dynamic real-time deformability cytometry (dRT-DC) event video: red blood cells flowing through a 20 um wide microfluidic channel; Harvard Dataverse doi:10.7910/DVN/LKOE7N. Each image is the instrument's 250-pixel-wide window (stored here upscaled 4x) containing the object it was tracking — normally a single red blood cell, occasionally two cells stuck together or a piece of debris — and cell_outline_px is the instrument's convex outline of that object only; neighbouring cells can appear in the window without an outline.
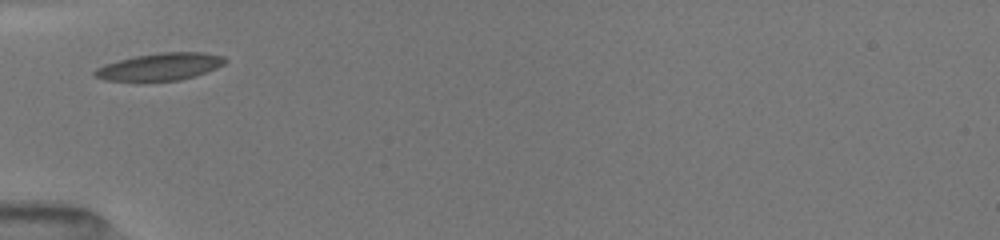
{"species": "common noctule bat (a hibernating species)", "species_latin": "Nyctalus noctula", "temperature_condition": "room temperature", "stored_images_in_passage": 71, "camera_frame_rate_fps": 3000, "um_per_image_px": 0.085, "animal": {"sex": "female", "body_mass_g": 19.5, "forearm_length_mm": 54.1}, "frame": {"image": 1, "passage_image": 1, "time_ms": 0.0, "image_size_px": [1000, 240], "cell_outline_px": [[228, 60], [224, 64], [216, 68], [180, 80], [104, 80], [92, 76], [92, 72], [96, 68], [104, 64], [136, 56], [160, 52], [204, 52], [224, 56]], "centroid_in_image_um": [13.6, 5.65], "position_along_channel_um": 71.4, "area_um2": 20.46}}
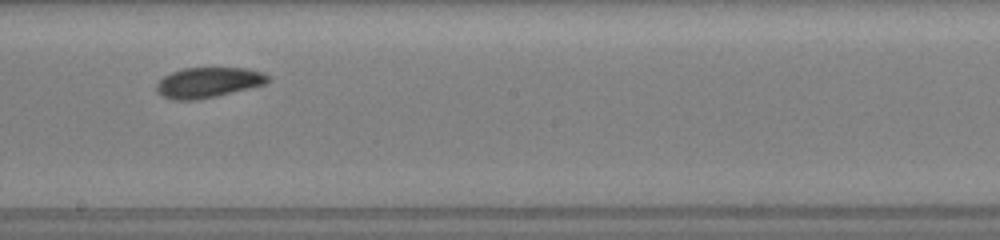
{"frame": {"image": 2, "passage_image": 17, "time_ms": 4.0, "image_size_px": [1000, 240], "cell_outline_px": [[272, 80], [264, 84], [216, 96], [196, 100], [172, 100], [160, 96], [156, 92], [156, 84], [164, 76], [172, 72], [184, 68], [248, 68], [264, 72], [272, 76]], "centroid_in_image_um": [17.71, 7.01], "position_along_channel_um": 230.5, "area_um2": 19.88}}
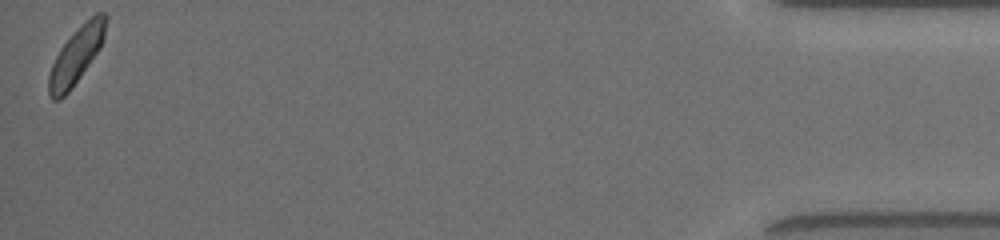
{"frame": {"image": 3, "passage_image": 70, "time_ms": 11.0, "image_size_px": [1000, 240], "cell_outline_px": [[108, 16], [104, 40], [100, 48], [72, 88], [60, 100], [52, 100], [48, 92], [48, 76], [52, 64], [60, 48], [96, 12], [104, 12]], "centroid_in_image_um": [6.49, 4.75], "position_along_channel_um": 428.7, "area_um2": 18.38}, "authors_computed_cell_mechanics": {"area_um2": 19.3052, "velocity_mm_per_s": 4.0086, "shape_relaxation_time_tau1_ms": 2.2645, "shape_relaxation_time_tau2_ms": 2.9441, "deformation_change_tau1": 0.1043, "deformation_change_tau2": 0.0805}}